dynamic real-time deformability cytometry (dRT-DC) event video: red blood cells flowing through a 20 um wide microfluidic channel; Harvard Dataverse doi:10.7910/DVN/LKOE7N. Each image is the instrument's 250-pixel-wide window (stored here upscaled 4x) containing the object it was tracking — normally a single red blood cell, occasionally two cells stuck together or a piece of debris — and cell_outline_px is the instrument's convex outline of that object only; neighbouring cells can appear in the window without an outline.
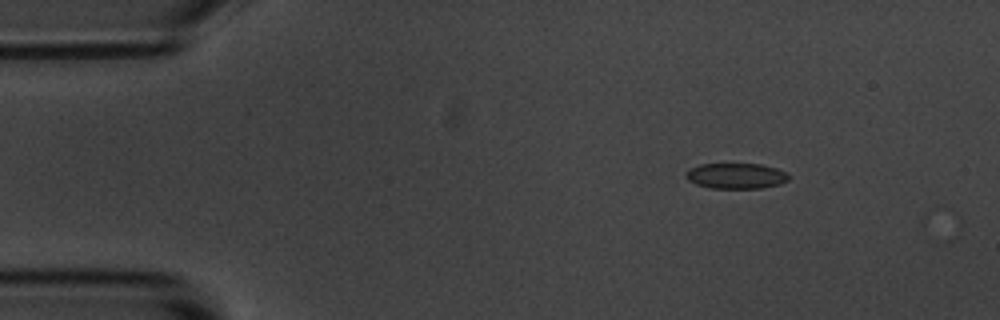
{"species": "common noctule bat (a hibernating species)", "species_latin": "Nyctalus noctula", "temperature_condition": "room temperature", "stored_images_in_passage": 5, "camera_frame_rate_fps": 3000, "um_per_image_px": 0.085, "animal": {"sex": "male", "body_mass_g": 20.1, "forearm_length_mm": 53.5}, "frame": {"image": 1, "passage_image": 2, "time_ms": 1.0, "image_size_px": [1000, 320], "cell_outline_px": [[788, 180], [780, 184], [760, 188], [712, 188], [696, 184], [688, 180], [684, 176], [688, 168], [700, 164], [760, 164], [776, 168], [788, 172]], "centroid_in_image_um": [62.55, 14.94], "position_along_channel_um": 22.5, "area_um2": 15.37}}
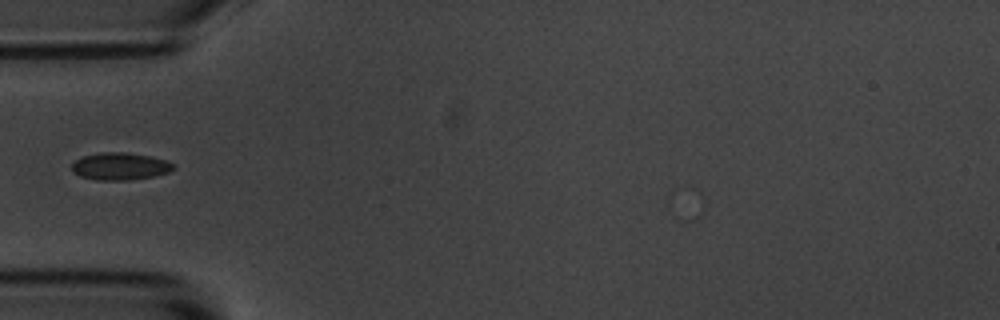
{"frame": {"image": 2, "passage_image": 5, "time_ms": 4.333, "image_size_px": [1000, 320], "cell_outline_px": [[172, 168], [168, 172], [152, 176], [128, 180], [96, 180], [80, 176], [72, 172], [72, 164], [76, 160], [84, 156], [100, 152], [120, 152], [148, 156], [164, 160], [172, 164]], "centroid_in_image_um": [10.13, 14.14], "position_along_channel_um": 74.9, "area_um2": 15.78}}